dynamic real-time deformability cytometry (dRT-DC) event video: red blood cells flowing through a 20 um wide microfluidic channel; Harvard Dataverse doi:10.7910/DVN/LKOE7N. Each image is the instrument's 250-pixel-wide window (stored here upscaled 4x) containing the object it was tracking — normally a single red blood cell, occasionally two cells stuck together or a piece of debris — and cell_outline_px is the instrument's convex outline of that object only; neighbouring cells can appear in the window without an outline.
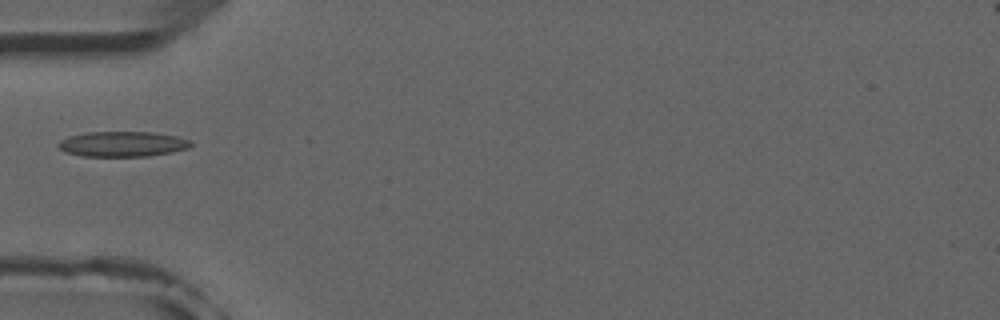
{"species": "common noctule bat (a hibernating species)", "species_latin": "Nyctalus noctula", "temperature_condition": "room temperature", "stored_images_in_passage": 4, "camera_frame_rate_fps": 3000, "um_per_image_px": 0.085, "animal": {"sex": "male", "forearm_length_mm": 52.5}, "frame": {"image": 1, "passage_image": 2, "time_ms": 1.0, "image_size_px": [1000, 320], "cell_outline_px": [[192, 144], [188, 148], [172, 152], [148, 156], [80, 156], [64, 152], [56, 144], [60, 140], [68, 136], [88, 132], [152, 132], [176, 136], [188, 140]], "centroid_in_image_um": [10.36, 12.24], "position_along_channel_um": 74.6, "area_um2": 19.48}}